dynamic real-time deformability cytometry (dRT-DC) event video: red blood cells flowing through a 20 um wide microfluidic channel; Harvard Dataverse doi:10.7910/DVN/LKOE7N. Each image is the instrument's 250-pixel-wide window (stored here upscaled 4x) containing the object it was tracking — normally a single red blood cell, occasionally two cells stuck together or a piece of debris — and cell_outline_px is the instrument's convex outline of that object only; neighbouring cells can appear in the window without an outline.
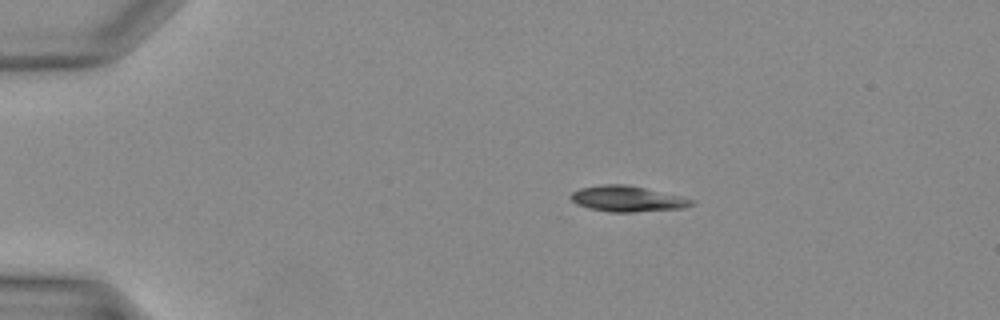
{"species": "Egyptian fruit bat (a non-hibernating species)", "species_latin": "Rousettus aegyptiacus", "temperature_condition": "warm", "stored_images_in_passage": 32, "camera_frame_rate_fps": 3000, "um_per_image_px": 0.085, "animal": {"sex": "female"}, "frame": {"image": 1, "passage_image": 1, "time_ms": 0.0, "image_size_px": [1000, 320], "cell_outline_px": [[696, 204], [684, 208], [636, 212], [608, 212], [588, 208], [576, 204], [568, 196], [572, 192], [580, 188], [600, 184], [624, 184], [644, 188], [692, 200]], "centroid_in_image_um": [53.24, 16.91], "position_along_channel_um": 31.8, "area_um2": 17.98}}
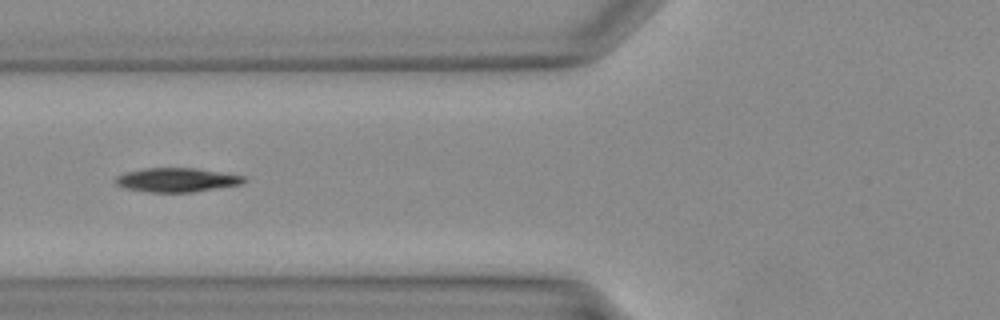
{"frame": {"image": 2, "passage_image": 9, "time_ms": 2.667, "image_size_px": [1000, 320], "cell_outline_px": [[248, 180], [240, 184], [192, 192], [148, 192], [124, 188], [116, 184], [116, 176], [128, 172], [144, 168], [196, 168], [244, 176]], "centroid_in_image_um": [15.02, 15.29], "position_along_channel_um": 110.8, "area_um2": 17.8}}
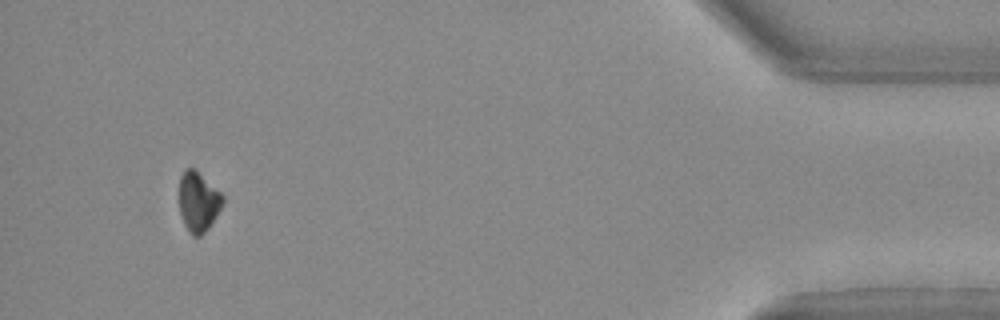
{"frame": {"image": 3, "passage_image": 30, "time_ms": 9.667, "image_size_px": [1000, 320], "cell_outline_px": [[224, 200], [220, 208], [208, 228], [200, 236], [192, 236], [184, 224], [180, 212], [180, 176], [184, 168], [192, 168], [220, 192], [224, 196]], "centroid_in_image_um": [16.84, 17.16], "position_along_channel_um": 418.4, "area_um2": 14.74}}